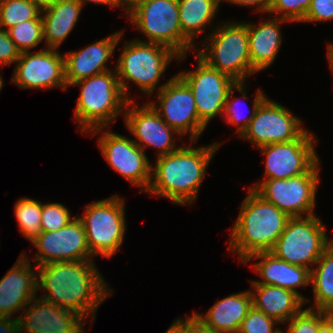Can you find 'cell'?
Listing matches in <instances>:
<instances>
[{"label":"cell","mask_w":333,"mask_h":333,"mask_svg":"<svg viewBox=\"0 0 333 333\" xmlns=\"http://www.w3.org/2000/svg\"><path fill=\"white\" fill-rule=\"evenodd\" d=\"M188 143L181 144L174 152L155 158L147 194L187 207L196 201L208 166L222 143L214 142L200 147H192L196 142Z\"/></svg>","instance_id":"2"},{"label":"cell","mask_w":333,"mask_h":333,"mask_svg":"<svg viewBox=\"0 0 333 333\" xmlns=\"http://www.w3.org/2000/svg\"><path fill=\"white\" fill-rule=\"evenodd\" d=\"M14 213L18 222V229L26 240L32 242L41 234V201L30 197H22L16 201Z\"/></svg>","instance_id":"30"},{"label":"cell","mask_w":333,"mask_h":333,"mask_svg":"<svg viewBox=\"0 0 333 333\" xmlns=\"http://www.w3.org/2000/svg\"><path fill=\"white\" fill-rule=\"evenodd\" d=\"M155 101H147L162 120L181 137L197 142L206 126L200 121L190 87L176 74L156 92Z\"/></svg>","instance_id":"12"},{"label":"cell","mask_w":333,"mask_h":333,"mask_svg":"<svg viewBox=\"0 0 333 333\" xmlns=\"http://www.w3.org/2000/svg\"><path fill=\"white\" fill-rule=\"evenodd\" d=\"M4 80H3V77L2 75L0 74V92H1V89L4 87Z\"/></svg>","instance_id":"49"},{"label":"cell","mask_w":333,"mask_h":333,"mask_svg":"<svg viewBox=\"0 0 333 333\" xmlns=\"http://www.w3.org/2000/svg\"><path fill=\"white\" fill-rule=\"evenodd\" d=\"M223 0H178L179 20L182 34L193 44L197 36L208 27H216L212 21ZM211 24V25H210ZM210 25V26H209ZM208 26V27H207Z\"/></svg>","instance_id":"27"},{"label":"cell","mask_w":333,"mask_h":333,"mask_svg":"<svg viewBox=\"0 0 333 333\" xmlns=\"http://www.w3.org/2000/svg\"><path fill=\"white\" fill-rule=\"evenodd\" d=\"M307 129L302 119L281 103L269 99L261 102L248 128L239 137L256 148L298 139Z\"/></svg>","instance_id":"13"},{"label":"cell","mask_w":333,"mask_h":333,"mask_svg":"<svg viewBox=\"0 0 333 333\" xmlns=\"http://www.w3.org/2000/svg\"><path fill=\"white\" fill-rule=\"evenodd\" d=\"M71 86L81 87L80 96L75 100L73 117L82 133L87 135L97 128H109L118 116L124 115L129 100L122 91L114 68Z\"/></svg>","instance_id":"5"},{"label":"cell","mask_w":333,"mask_h":333,"mask_svg":"<svg viewBox=\"0 0 333 333\" xmlns=\"http://www.w3.org/2000/svg\"><path fill=\"white\" fill-rule=\"evenodd\" d=\"M310 285L313 287L314 303L307 308L314 310L333 308V242L311 269Z\"/></svg>","instance_id":"28"},{"label":"cell","mask_w":333,"mask_h":333,"mask_svg":"<svg viewBox=\"0 0 333 333\" xmlns=\"http://www.w3.org/2000/svg\"><path fill=\"white\" fill-rule=\"evenodd\" d=\"M328 238L318 215L291 217L271 253L290 264L311 270L333 242Z\"/></svg>","instance_id":"9"},{"label":"cell","mask_w":333,"mask_h":333,"mask_svg":"<svg viewBox=\"0 0 333 333\" xmlns=\"http://www.w3.org/2000/svg\"><path fill=\"white\" fill-rule=\"evenodd\" d=\"M320 161L304 174L288 179L257 180L250 188L290 217L314 215L316 191L320 184Z\"/></svg>","instance_id":"10"},{"label":"cell","mask_w":333,"mask_h":333,"mask_svg":"<svg viewBox=\"0 0 333 333\" xmlns=\"http://www.w3.org/2000/svg\"><path fill=\"white\" fill-rule=\"evenodd\" d=\"M0 333H21L17 317H0Z\"/></svg>","instance_id":"41"},{"label":"cell","mask_w":333,"mask_h":333,"mask_svg":"<svg viewBox=\"0 0 333 333\" xmlns=\"http://www.w3.org/2000/svg\"><path fill=\"white\" fill-rule=\"evenodd\" d=\"M7 31L20 52L31 51L44 42L42 19L23 21Z\"/></svg>","instance_id":"32"},{"label":"cell","mask_w":333,"mask_h":333,"mask_svg":"<svg viewBox=\"0 0 333 333\" xmlns=\"http://www.w3.org/2000/svg\"><path fill=\"white\" fill-rule=\"evenodd\" d=\"M42 203L41 230L42 232H52L66 226L75 216L72 217L70 209L62 203L48 201Z\"/></svg>","instance_id":"33"},{"label":"cell","mask_w":333,"mask_h":333,"mask_svg":"<svg viewBox=\"0 0 333 333\" xmlns=\"http://www.w3.org/2000/svg\"><path fill=\"white\" fill-rule=\"evenodd\" d=\"M179 333H217L208 328L194 313L188 315L187 318L182 315L175 319L171 324Z\"/></svg>","instance_id":"38"},{"label":"cell","mask_w":333,"mask_h":333,"mask_svg":"<svg viewBox=\"0 0 333 333\" xmlns=\"http://www.w3.org/2000/svg\"><path fill=\"white\" fill-rule=\"evenodd\" d=\"M325 321L323 310L305 308L287 323L282 333H318V327Z\"/></svg>","instance_id":"35"},{"label":"cell","mask_w":333,"mask_h":333,"mask_svg":"<svg viewBox=\"0 0 333 333\" xmlns=\"http://www.w3.org/2000/svg\"><path fill=\"white\" fill-rule=\"evenodd\" d=\"M314 143L318 139L307 129L296 140L257 148L265 156L263 179H288L308 172L320 160Z\"/></svg>","instance_id":"15"},{"label":"cell","mask_w":333,"mask_h":333,"mask_svg":"<svg viewBox=\"0 0 333 333\" xmlns=\"http://www.w3.org/2000/svg\"><path fill=\"white\" fill-rule=\"evenodd\" d=\"M312 0H272L270 15L289 22H302L310 7Z\"/></svg>","instance_id":"34"},{"label":"cell","mask_w":333,"mask_h":333,"mask_svg":"<svg viewBox=\"0 0 333 333\" xmlns=\"http://www.w3.org/2000/svg\"><path fill=\"white\" fill-rule=\"evenodd\" d=\"M105 129H94L86 136L93 138L101 133L97 144L108 165L132 186L140 187V194H146L152 178V163L147 154L129 137Z\"/></svg>","instance_id":"11"},{"label":"cell","mask_w":333,"mask_h":333,"mask_svg":"<svg viewBox=\"0 0 333 333\" xmlns=\"http://www.w3.org/2000/svg\"><path fill=\"white\" fill-rule=\"evenodd\" d=\"M197 67L177 75L190 87L200 121L207 127L216 116H223L230 89L237 83L228 75L208 65L197 54Z\"/></svg>","instance_id":"14"},{"label":"cell","mask_w":333,"mask_h":333,"mask_svg":"<svg viewBox=\"0 0 333 333\" xmlns=\"http://www.w3.org/2000/svg\"><path fill=\"white\" fill-rule=\"evenodd\" d=\"M37 252L36 266L51 262L94 260L90 253L83 223L75 216L66 226L52 232H41L32 242Z\"/></svg>","instance_id":"18"},{"label":"cell","mask_w":333,"mask_h":333,"mask_svg":"<svg viewBox=\"0 0 333 333\" xmlns=\"http://www.w3.org/2000/svg\"><path fill=\"white\" fill-rule=\"evenodd\" d=\"M22 312L16 316L21 333H86L87 319L38 296Z\"/></svg>","instance_id":"19"},{"label":"cell","mask_w":333,"mask_h":333,"mask_svg":"<svg viewBox=\"0 0 333 333\" xmlns=\"http://www.w3.org/2000/svg\"><path fill=\"white\" fill-rule=\"evenodd\" d=\"M252 306V294L249 289L216 301L205 314L197 311L193 313L217 333H238Z\"/></svg>","instance_id":"24"},{"label":"cell","mask_w":333,"mask_h":333,"mask_svg":"<svg viewBox=\"0 0 333 333\" xmlns=\"http://www.w3.org/2000/svg\"><path fill=\"white\" fill-rule=\"evenodd\" d=\"M124 33L125 30L121 29L79 51L65 53V80L68 88L80 80L110 71L112 68L109 69L106 63L114 55Z\"/></svg>","instance_id":"21"},{"label":"cell","mask_w":333,"mask_h":333,"mask_svg":"<svg viewBox=\"0 0 333 333\" xmlns=\"http://www.w3.org/2000/svg\"><path fill=\"white\" fill-rule=\"evenodd\" d=\"M231 228L228 251L238 255L242 264L251 256L271 252L291 218L249 188Z\"/></svg>","instance_id":"3"},{"label":"cell","mask_w":333,"mask_h":333,"mask_svg":"<svg viewBox=\"0 0 333 333\" xmlns=\"http://www.w3.org/2000/svg\"><path fill=\"white\" fill-rule=\"evenodd\" d=\"M83 6H85L86 4H89V3H94V4H104V5H107L109 7H116V3H115V0H79Z\"/></svg>","instance_id":"44"},{"label":"cell","mask_w":333,"mask_h":333,"mask_svg":"<svg viewBox=\"0 0 333 333\" xmlns=\"http://www.w3.org/2000/svg\"><path fill=\"white\" fill-rule=\"evenodd\" d=\"M270 18L264 21L260 18L261 23H247L252 75L274 64L283 42L280 27L282 23H290L279 17Z\"/></svg>","instance_id":"23"},{"label":"cell","mask_w":333,"mask_h":333,"mask_svg":"<svg viewBox=\"0 0 333 333\" xmlns=\"http://www.w3.org/2000/svg\"><path fill=\"white\" fill-rule=\"evenodd\" d=\"M220 22L199 42L203 46L196 54L235 82H246L252 76L247 22Z\"/></svg>","instance_id":"6"},{"label":"cell","mask_w":333,"mask_h":333,"mask_svg":"<svg viewBox=\"0 0 333 333\" xmlns=\"http://www.w3.org/2000/svg\"><path fill=\"white\" fill-rule=\"evenodd\" d=\"M280 324L276 319L267 316L253 306L242 321L238 333H282V329L275 325Z\"/></svg>","instance_id":"36"},{"label":"cell","mask_w":333,"mask_h":333,"mask_svg":"<svg viewBox=\"0 0 333 333\" xmlns=\"http://www.w3.org/2000/svg\"><path fill=\"white\" fill-rule=\"evenodd\" d=\"M250 292L252 305L256 310L284 325L306 305L299 294L278 286L251 284Z\"/></svg>","instance_id":"25"},{"label":"cell","mask_w":333,"mask_h":333,"mask_svg":"<svg viewBox=\"0 0 333 333\" xmlns=\"http://www.w3.org/2000/svg\"><path fill=\"white\" fill-rule=\"evenodd\" d=\"M20 51L10 39L8 31L0 28V66H9L19 59Z\"/></svg>","instance_id":"39"},{"label":"cell","mask_w":333,"mask_h":333,"mask_svg":"<svg viewBox=\"0 0 333 333\" xmlns=\"http://www.w3.org/2000/svg\"><path fill=\"white\" fill-rule=\"evenodd\" d=\"M124 43L114 67L122 91L129 101H133L127 84L130 81L129 83H134L143 95L150 98L155 90L158 92L170 80L167 79L158 86L171 61L178 59L179 55L171 48L158 43L136 39L124 40Z\"/></svg>","instance_id":"4"},{"label":"cell","mask_w":333,"mask_h":333,"mask_svg":"<svg viewBox=\"0 0 333 333\" xmlns=\"http://www.w3.org/2000/svg\"><path fill=\"white\" fill-rule=\"evenodd\" d=\"M23 253L0 280V317H15L12 315L16 312L21 314L30 301L39 296L37 266H32Z\"/></svg>","instance_id":"20"},{"label":"cell","mask_w":333,"mask_h":333,"mask_svg":"<svg viewBox=\"0 0 333 333\" xmlns=\"http://www.w3.org/2000/svg\"><path fill=\"white\" fill-rule=\"evenodd\" d=\"M35 4L40 11H43L49 7H52L58 0H30Z\"/></svg>","instance_id":"43"},{"label":"cell","mask_w":333,"mask_h":333,"mask_svg":"<svg viewBox=\"0 0 333 333\" xmlns=\"http://www.w3.org/2000/svg\"><path fill=\"white\" fill-rule=\"evenodd\" d=\"M148 0H115L116 8H123L125 16L130 14L140 4L145 3Z\"/></svg>","instance_id":"42"},{"label":"cell","mask_w":333,"mask_h":333,"mask_svg":"<svg viewBox=\"0 0 333 333\" xmlns=\"http://www.w3.org/2000/svg\"><path fill=\"white\" fill-rule=\"evenodd\" d=\"M83 4L79 0H58L41 11L46 48L58 49L79 20Z\"/></svg>","instance_id":"26"},{"label":"cell","mask_w":333,"mask_h":333,"mask_svg":"<svg viewBox=\"0 0 333 333\" xmlns=\"http://www.w3.org/2000/svg\"><path fill=\"white\" fill-rule=\"evenodd\" d=\"M36 268L37 290L46 291L40 298L91 317L92 325L98 307L113 294L94 260L51 262Z\"/></svg>","instance_id":"1"},{"label":"cell","mask_w":333,"mask_h":333,"mask_svg":"<svg viewBox=\"0 0 333 333\" xmlns=\"http://www.w3.org/2000/svg\"><path fill=\"white\" fill-rule=\"evenodd\" d=\"M130 23L147 38L136 40L158 43L179 55L178 63L197 47L183 34L180 27L178 0H148L126 16Z\"/></svg>","instance_id":"7"},{"label":"cell","mask_w":333,"mask_h":333,"mask_svg":"<svg viewBox=\"0 0 333 333\" xmlns=\"http://www.w3.org/2000/svg\"><path fill=\"white\" fill-rule=\"evenodd\" d=\"M224 2H229L235 5H239L242 7H254L256 10L255 12L258 13H264L267 14L269 16V10L272 4V0H223Z\"/></svg>","instance_id":"40"},{"label":"cell","mask_w":333,"mask_h":333,"mask_svg":"<svg viewBox=\"0 0 333 333\" xmlns=\"http://www.w3.org/2000/svg\"><path fill=\"white\" fill-rule=\"evenodd\" d=\"M247 85L248 84H246V82H239V83H236L230 89V91L227 95V100H226L225 106H224V113L222 116L223 120H225V123L231 124L232 126L237 127L235 133L236 134L238 133L237 134L238 137H240L244 133V131L248 128L249 123L253 119L257 108L259 107L261 102L267 97V95H265V92L262 91V89H260V87H259L257 92L255 93L254 99L250 102V103H252V110L250 109L248 111L249 113H247V114H249V115H247V116H246V114L243 115L244 113L241 112L242 110L239 108H241L240 106H242V105H240L241 100L248 99L247 98L248 93L245 90L247 88ZM234 91L241 93V96L234 97L233 96Z\"/></svg>","instance_id":"29"},{"label":"cell","mask_w":333,"mask_h":333,"mask_svg":"<svg viewBox=\"0 0 333 333\" xmlns=\"http://www.w3.org/2000/svg\"><path fill=\"white\" fill-rule=\"evenodd\" d=\"M318 333H333L332 327L329 325V323L325 320L319 327H318Z\"/></svg>","instance_id":"47"},{"label":"cell","mask_w":333,"mask_h":333,"mask_svg":"<svg viewBox=\"0 0 333 333\" xmlns=\"http://www.w3.org/2000/svg\"><path fill=\"white\" fill-rule=\"evenodd\" d=\"M333 21V0H312L301 23H321Z\"/></svg>","instance_id":"37"},{"label":"cell","mask_w":333,"mask_h":333,"mask_svg":"<svg viewBox=\"0 0 333 333\" xmlns=\"http://www.w3.org/2000/svg\"><path fill=\"white\" fill-rule=\"evenodd\" d=\"M252 259H258L251 267L261 277V280H250V284H263L278 286L292 290L299 294L305 303L310 302L299 292V288L310 286L311 270L290 264L277 258L271 252H261L251 255L243 264H248Z\"/></svg>","instance_id":"22"},{"label":"cell","mask_w":333,"mask_h":333,"mask_svg":"<svg viewBox=\"0 0 333 333\" xmlns=\"http://www.w3.org/2000/svg\"><path fill=\"white\" fill-rule=\"evenodd\" d=\"M58 49L43 47L40 51L21 52L11 82L20 89L68 90L65 80V58Z\"/></svg>","instance_id":"16"},{"label":"cell","mask_w":333,"mask_h":333,"mask_svg":"<svg viewBox=\"0 0 333 333\" xmlns=\"http://www.w3.org/2000/svg\"><path fill=\"white\" fill-rule=\"evenodd\" d=\"M327 60L329 62V66L331 69V72L333 74V43L332 42H328L327 44Z\"/></svg>","instance_id":"45"},{"label":"cell","mask_w":333,"mask_h":333,"mask_svg":"<svg viewBox=\"0 0 333 333\" xmlns=\"http://www.w3.org/2000/svg\"><path fill=\"white\" fill-rule=\"evenodd\" d=\"M323 314L325 317V320L329 323V325L333 329V308H327L323 310Z\"/></svg>","instance_id":"46"},{"label":"cell","mask_w":333,"mask_h":333,"mask_svg":"<svg viewBox=\"0 0 333 333\" xmlns=\"http://www.w3.org/2000/svg\"><path fill=\"white\" fill-rule=\"evenodd\" d=\"M42 19L40 9L30 0H0V28L8 30L27 20Z\"/></svg>","instance_id":"31"},{"label":"cell","mask_w":333,"mask_h":333,"mask_svg":"<svg viewBox=\"0 0 333 333\" xmlns=\"http://www.w3.org/2000/svg\"><path fill=\"white\" fill-rule=\"evenodd\" d=\"M125 200L117 194L86 205L82 216L87 244L93 257L111 258L125 239Z\"/></svg>","instance_id":"8"},{"label":"cell","mask_w":333,"mask_h":333,"mask_svg":"<svg viewBox=\"0 0 333 333\" xmlns=\"http://www.w3.org/2000/svg\"><path fill=\"white\" fill-rule=\"evenodd\" d=\"M134 101L128 102L123 115L126 128L134 137L132 140L144 152L148 147L156 148V157L178 150L181 146L176 142L182 137L162 120L148 102L138 106Z\"/></svg>","instance_id":"17"},{"label":"cell","mask_w":333,"mask_h":333,"mask_svg":"<svg viewBox=\"0 0 333 333\" xmlns=\"http://www.w3.org/2000/svg\"><path fill=\"white\" fill-rule=\"evenodd\" d=\"M164 333H179L172 325Z\"/></svg>","instance_id":"48"}]
</instances>
